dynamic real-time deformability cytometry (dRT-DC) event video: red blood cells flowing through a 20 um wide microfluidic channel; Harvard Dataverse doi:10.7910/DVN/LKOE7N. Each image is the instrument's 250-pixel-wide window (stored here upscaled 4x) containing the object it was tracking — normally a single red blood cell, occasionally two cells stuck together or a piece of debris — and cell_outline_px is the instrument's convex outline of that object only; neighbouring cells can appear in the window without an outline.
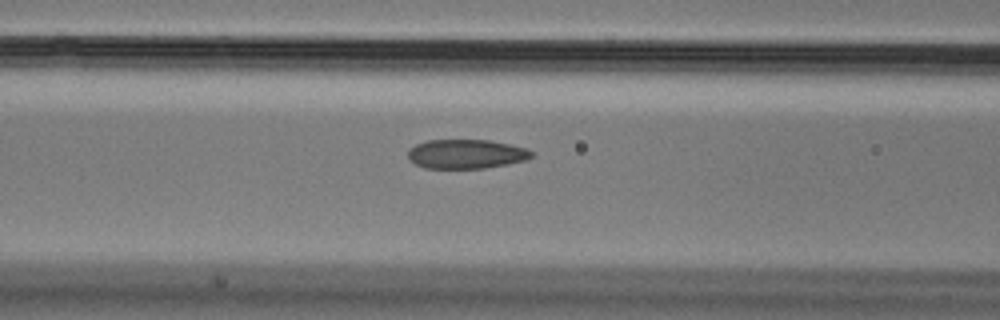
{"species": "Egyptian fruit bat (a non-hibernating species)", "species_latin": "Rousettus aegyptiacus", "temperature_condition": "cold", "stored_images_in_passage": 17, "camera_frame_rate_fps": 3000, "um_per_image_px": 0.085, "animal": {"sex": "male"}, "frame": {"image": 1, "passage_image": 15, "time_ms": 4.667, "image_size_px": [1000, 320], "cell_outline_px": [[532, 156], [528, 160], [508, 164], [484, 168], [424, 168], [408, 160], [408, 148], [416, 144], [428, 140], [488, 140], [528, 148], [532, 152]], "centroid_in_image_um": [39.61, 13.09], "position_along_channel_um": 127.0, "area_um2": 21.15}}